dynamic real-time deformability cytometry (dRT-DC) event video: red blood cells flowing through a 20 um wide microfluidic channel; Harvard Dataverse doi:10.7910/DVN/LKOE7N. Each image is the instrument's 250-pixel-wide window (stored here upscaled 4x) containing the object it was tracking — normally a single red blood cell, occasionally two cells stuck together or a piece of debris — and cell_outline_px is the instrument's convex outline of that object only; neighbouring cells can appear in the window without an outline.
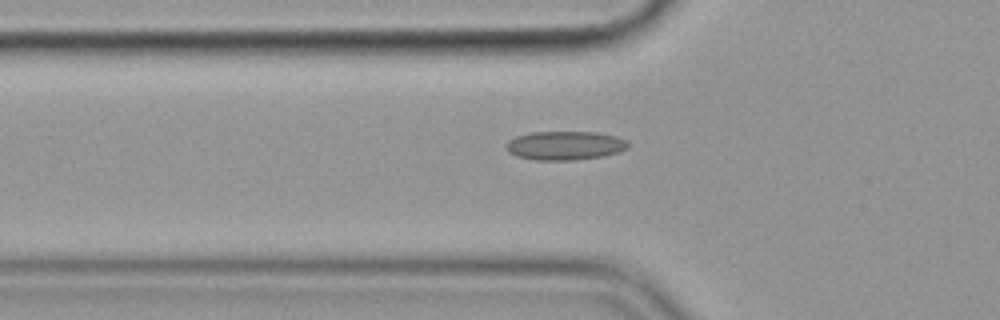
{"species": "common noctule bat (a hibernating species)", "species_latin": "Nyctalus noctula", "temperature_condition": "cold", "stored_images_in_passage": 49, "camera_frame_rate_fps": 3000, "um_per_image_px": 0.085, "animal": {"sex": "female", "body_mass_g": 19.9}, "frame": {"image": 1, "passage_image": 17, "time_ms": 5.333, "image_size_px": [1000, 320], "cell_outline_px": [[628, 148], [620, 152], [604, 156], [572, 160], [532, 160], [516, 156], [508, 152], [504, 144], [508, 140], [516, 136], [532, 132], [596, 132], [616, 136], [628, 140]], "centroid_in_image_um": [48.01, 12.37], "position_along_channel_um": 77.8, "area_um2": 20.75}}
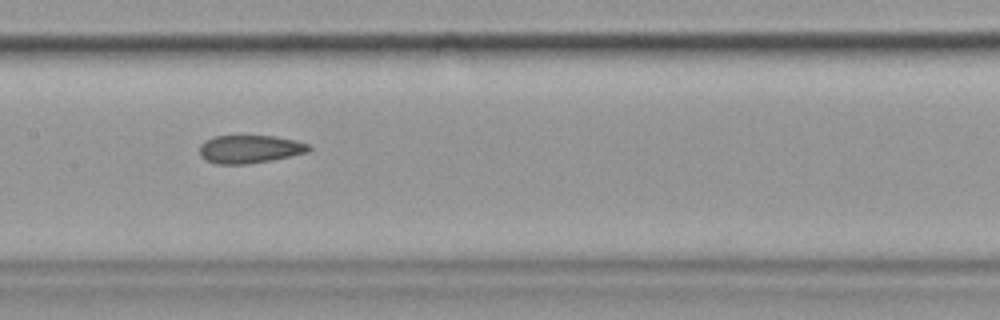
{"frame": {"image": 2, "passage_image": 26, "time_ms": 8.333, "image_size_px": [1000, 320], "cell_outline_px": [[312, 148], [308, 152], [248, 164], [216, 164], [200, 156], [200, 144], [204, 140], [216, 136], [276, 136], [296, 140], [308, 144]], "centroid_in_image_um": [21.22, 12.66], "position_along_channel_um": 186.2, "area_um2": 17.74}}
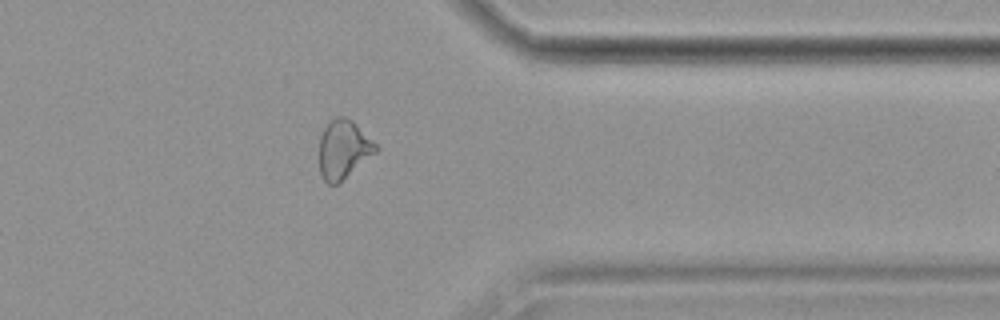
{"frame": {"image": 3, "passage_image": 43, "time_ms": 14.0, "image_size_px": [1000, 320], "cell_outline_px": [[376, 152], [336, 184], [328, 184], [324, 180], [320, 172], [320, 136], [324, 128], [336, 116], [344, 116], [352, 120], [376, 144]], "centroid_in_image_um": [29.17, 12.67], "position_along_channel_um": 382.2, "area_um2": 18.73}}